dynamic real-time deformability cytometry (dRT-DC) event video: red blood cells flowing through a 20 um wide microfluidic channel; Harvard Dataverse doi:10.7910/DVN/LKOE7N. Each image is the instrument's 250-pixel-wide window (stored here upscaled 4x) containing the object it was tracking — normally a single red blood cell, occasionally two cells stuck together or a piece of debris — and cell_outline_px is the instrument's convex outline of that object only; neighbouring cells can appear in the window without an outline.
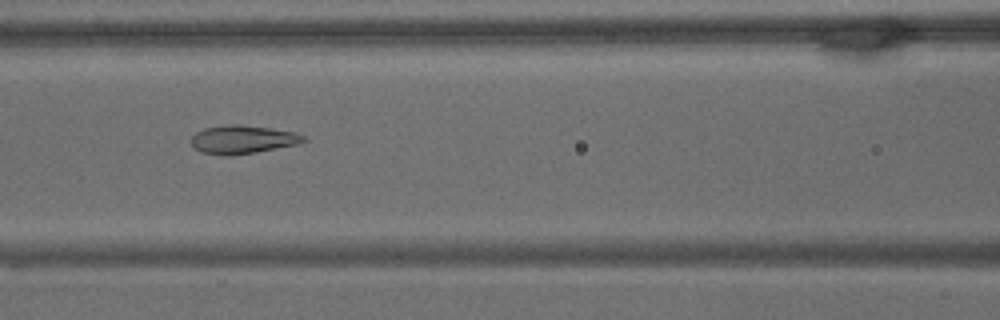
{"species": "common noctule bat (a hibernating species)", "species_latin": "Nyctalus noctula", "temperature_condition": "warm", "stored_images_in_passage": 65, "camera_frame_rate_fps": 3000, "um_per_image_px": 0.085, "animal": {"sex": "male", "body_mass_g": 15.6}, "frame": {"image": 1, "passage_image": 28, "time_ms": 9.0, "image_size_px": [1000, 320], "cell_outline_px": [[308, 140], [296, 144], [252, 152], [200, 152], [192, 144], [192, 136], [196, 132], [204, 128], [228, 124], [240, 124], [296, 132], [304, 136]], "centroid_in_image_um": [20.66, 11.79], "position_along_channel_um": 145.9, "area_um2": 17.51}}
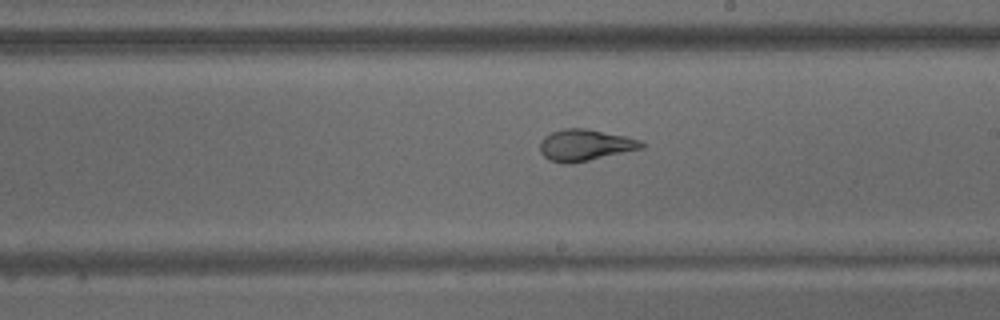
{"frame": {"image": 2, "passage_image": 37, "time_ms": 12.0, "image_size_px": [1000, 320], "cell_outline_px": [[644, 148], [588, 160], [568, 164], [564, 164], [548, 160], [540, 152], [540, 140], [544, 136], [552, 132], [564, 128], [584, 128], [624, 136], [640, 140], [644, 144]], "centroid_in_image_um": [49.69, 12.34], "position_along_channel_um": 239.3, "area_um2": 18.5}}
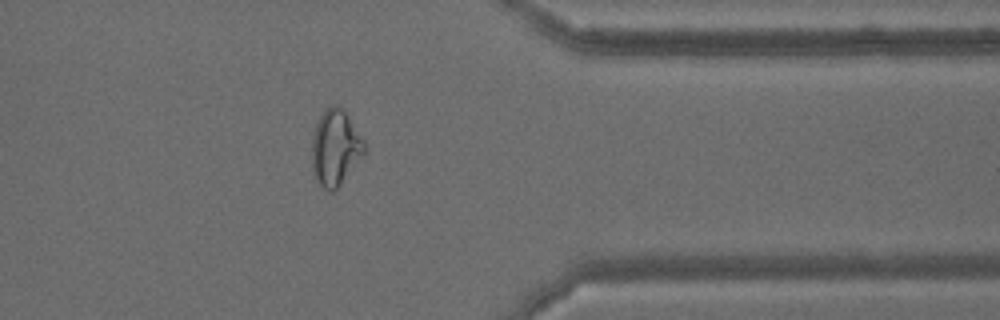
{"frame": {"image": 3, "passage_image": 52, "time_ms": 17.0, "image_size_px": [1000, 320], "cell_outline_px": [[364, 156], [340, 184], [332, 192], [328, 192], [316, 180], [312, 168], [312, 136], [316, 124], [324, 108], [332, 104], [336, 104], [344, 108], [364, 140]], "centroid_in_image_um": [28.5, 12.52], "position_along_channel_um": 382.9, "area_um2": 23.41}, "authors_computed_cell_mechanics": {"area_um2": 23.2934, "velocity_mm_per_s": 3.1226, "shape_relaxation_time_tau1_ms": null, "shape_relaxation_time_tau2_ms": 1.165, "deformation_change_tau1": null, "deformation_change_tau2": 0.0718}}